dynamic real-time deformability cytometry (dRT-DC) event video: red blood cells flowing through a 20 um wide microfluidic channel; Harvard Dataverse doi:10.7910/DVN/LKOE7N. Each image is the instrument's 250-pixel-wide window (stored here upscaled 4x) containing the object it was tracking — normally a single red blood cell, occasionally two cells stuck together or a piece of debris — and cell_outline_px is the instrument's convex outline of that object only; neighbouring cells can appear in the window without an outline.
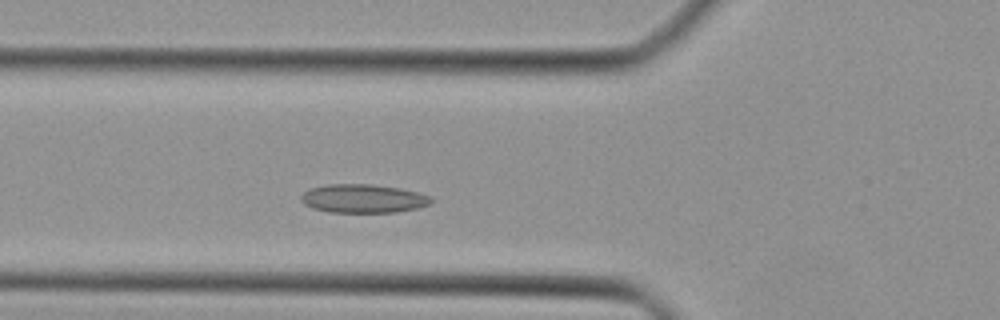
{"species": "Egyptian fruit bat (a non-hibernating species)", "species_latin": "Rousettus aegyptiacus", "temperature_condition": "cold", "stored_images_in_passage": 39, "camera_frame_rate_fps": 3000, "um_per_image_px": 0.085, "animal": {"sex": "female"}, "frame": {"image": 1, "passage_image": 9, "time_ms": 2.667, "image_size_px": [1000, 320], "cell_outline_px": [[432, 200], [428, 204], [416, 208], [396, 212], [328, 212], [312, 208], [304, 204], [300, 200], [300, 196], [304, 192], [312, 188], [328, 184], [372, 184], [400, 188], [432, 196]], "centroid_in_image_um": [30.84, 16.87], "position_along_channel_um": 95.0, "area_um2": 21.62}}
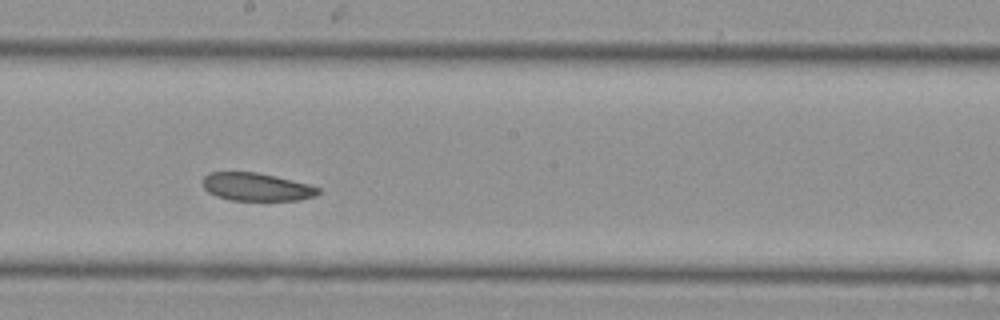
{"frame": {"image": 2, "passage_image": 18, "time_ms": 5.667, "image_size_px": [1000, 320], "cell_outline_px": [[320, 192], [316, 196], [300, 200], [232, 200], [216, 196], [208, 192], [204, 188], [204, 176], [208, 172], [256, 172], [276, 176], [308, 184], [320, 188]], "centroid_in_image_um": [21.81, 15.89], "position_along_channel_um": 226.4, "area_um2": 18.79}}
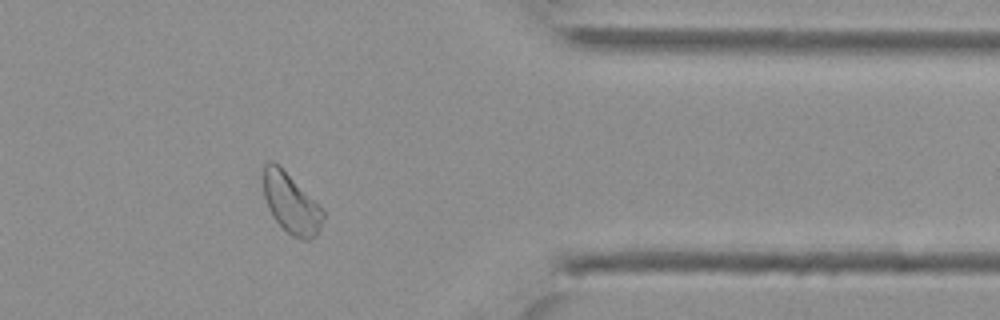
{"frame": {"image": 3, "passage_image": 30, "time_ms": 9.667, "image_size_px": [1000, 320], "cell_outline_px": [[324, 220], [316, 236], [308, 240], [300, 240], [292, 236], [272, 216], [268, 208], [264, 196], [260, 176], [264, 164], [272, 160], [324, 208]], "centroid_in_image_um": [24.72, 17.28], "position_along_channel_um": 386.7, "area_um2": 21.15}}